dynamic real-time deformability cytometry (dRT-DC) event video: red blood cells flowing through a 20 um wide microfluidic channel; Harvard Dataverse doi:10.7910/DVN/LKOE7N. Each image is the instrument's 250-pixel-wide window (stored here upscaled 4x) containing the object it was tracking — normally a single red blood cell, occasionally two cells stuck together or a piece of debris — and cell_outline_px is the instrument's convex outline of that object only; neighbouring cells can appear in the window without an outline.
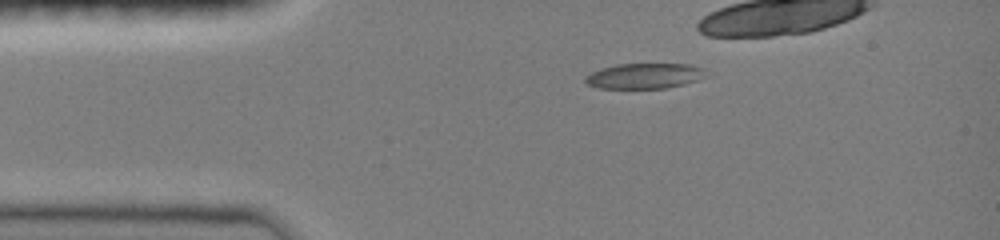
{"species": "common noctule bat (a hibernating species)", "species_latin": "Nyctalus noctula", "temperature_condition": "room temperature", "stored_images_in_passage": 5, "camera_frame_rate_fps": 3000, "um_per_image_px": 0.085, "animal": {"sex": "female", "body_mass_g": 19.0, "forearm_length_mm": 51.5}, "frame": {"image": 1, "passage_image": 1, "time_ms": 0.0, "image_size_px": [1000, 240], "cell_outline_px": [[708, 76], [684, 84], [668, 88], [596, 88], [588, 84], [584, 80], [592, 72], [600, 68], [616, 64], [692, 64], [704, 68]], "centroid_in_image_um": [54.82, 6.45], "position_along_channel_um": 30.2, "area_um2": 17.92}}